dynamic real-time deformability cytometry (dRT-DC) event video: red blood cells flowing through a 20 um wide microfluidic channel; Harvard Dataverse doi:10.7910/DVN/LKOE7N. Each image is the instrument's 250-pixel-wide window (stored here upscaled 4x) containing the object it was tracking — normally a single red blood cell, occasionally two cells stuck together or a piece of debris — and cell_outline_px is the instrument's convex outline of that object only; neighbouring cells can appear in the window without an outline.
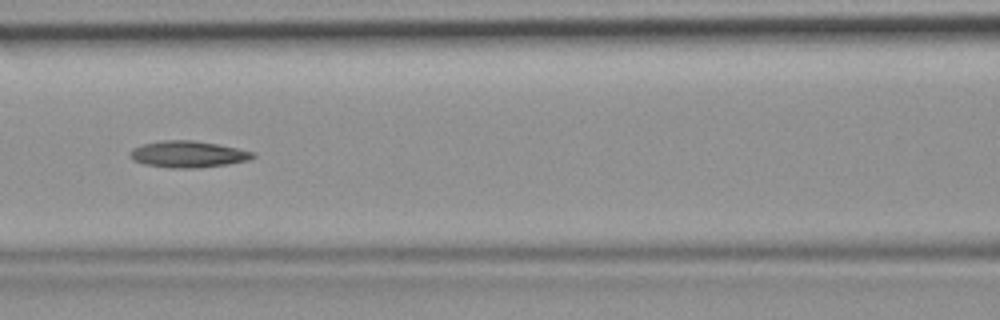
{"species": "common noctule bat (a hibernating species)", "species_latin": "Nyctalus noctula", "temperature_condition": "room temperature", "stored_images_in_passage": 47, "camera_frame_rate_fps": 3000, "um_per_image_px": 0.085, "animal": {"sex": "female", "body_mass_g": 19.9}, "frame": {"image": 1, "passage_image": 21, "time_ms": 6.667, "image_size_px": [1000, 320], "cell_outline_px": [[256, 156], [248, 160], [228, 164], [200, 168], [168, 168], [144, 164], [132, 160], [128, 156], [132, 148], [144, 144], [164, 140], [192, 140], [216, 144], [256, 152]], "centroid_in_image_um": [15.97, 13.12], "position_along_channel_um": 150.6, "area_um2": 19.07}}
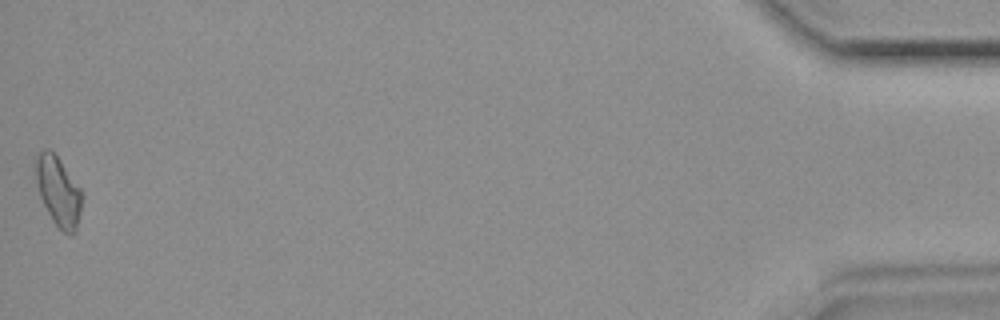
{"frame": {"image": 2, "passage_image": 47, "time_ms": 15.333, "image_size_px": [1000, 320], "cell_outline_px": [[80, 212], [76, 232], [72, 236], [68, 236], [52, 220], [40, 196], [36, 180], [36, 156], [44, 148], [48, 148], [60, 160], [80, 188]], "centroid_in_image_um": [4.95, 16.28], "position_along_channel_um": 430.3, "area_um2": 18.26}}